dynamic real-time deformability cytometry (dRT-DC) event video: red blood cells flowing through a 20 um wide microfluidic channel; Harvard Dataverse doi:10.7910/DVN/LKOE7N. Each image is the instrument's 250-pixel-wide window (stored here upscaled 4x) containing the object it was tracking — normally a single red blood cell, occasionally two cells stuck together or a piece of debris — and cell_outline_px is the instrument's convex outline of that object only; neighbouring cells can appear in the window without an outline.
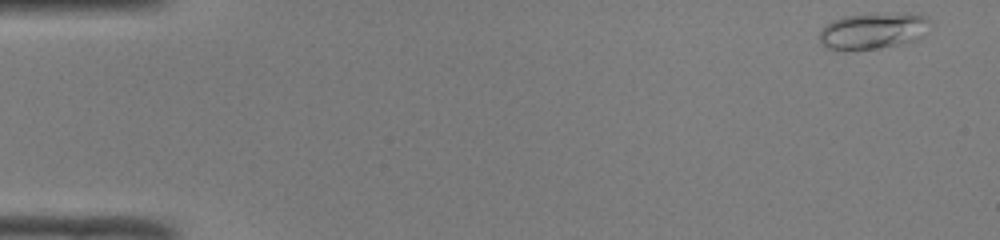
{"species": "common noctule bat (a hibernating species)", "species_latin": "Nyctalus noctula", "temperature_condition": "room temperature", "stored_images_in_passage": 48, "camera_frame_rate_fps": 3000, "um_per_image_px": 0.085, "animal": {"sex": "male", "body_mass_g": 19.0, "forearm_length_mm": 50.8}, "frame": {"image": 1, "passage_image": 1, "time_ms": 0.0, "image_size_px": [1000, 240], "cell_outline_px": [[928, 20], [920, 36], [916, 40], [904, 44], [876, 48], [828, 48], [820, 40], [820, 32], [832, 20], [844, 16], [920, 12]], "centroid_in_image_um": [74.23, 2.6], "position_along_channel_um": 10.8, "area_um2": 22.43}}
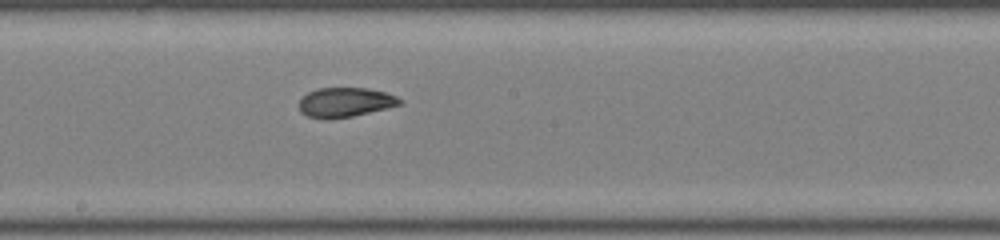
{"frame": {"image": 2, "passage_image": 26, "time_ms": 8.333, "image_size_px": [1000, 240], "cell_outline_px": [[404, 104], [352, 116], [308, 116], [300, 112], [300, 100], [308, 92], [316, 88], [368, 88], [384, 92], [396, 96], [404, 100]], "centroid_in_image_um": [29.42, 8.65], "position_along_channel_um": 218.8, "area_um2": 16.76}}
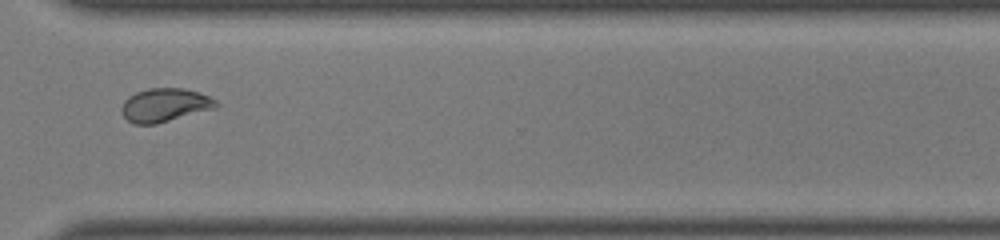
{"frame": {"image": 3, "passage_image": 36, "time_ms": 11.667, "image_size_px": [1000, 240], "cell_outline_px": [[220, 104], [216, 108], [156, 124], [136, 124], [128, 120], [120, 112], [120, 108], [124, 100], [128, 96], [136, 92], [148, 88], [184, 88], [200, 92], [216, 100]], "centroid_in_image_um": [14.01, 8.92], "position_along_channel_um": 356.6, "area_um2": 18.61}, "authors_computed_cell_mechanics": {"area_um2": 18.7272, "velocity_mm_per_s": 4.1139, "shape_relaxation_time_tau1_ms": 7.2735, "shape_relaxation_time_tau2_ms": 1.6076, "deformation_change_tau1": 0.21, "deformation_change_tau2": 0.0766}}